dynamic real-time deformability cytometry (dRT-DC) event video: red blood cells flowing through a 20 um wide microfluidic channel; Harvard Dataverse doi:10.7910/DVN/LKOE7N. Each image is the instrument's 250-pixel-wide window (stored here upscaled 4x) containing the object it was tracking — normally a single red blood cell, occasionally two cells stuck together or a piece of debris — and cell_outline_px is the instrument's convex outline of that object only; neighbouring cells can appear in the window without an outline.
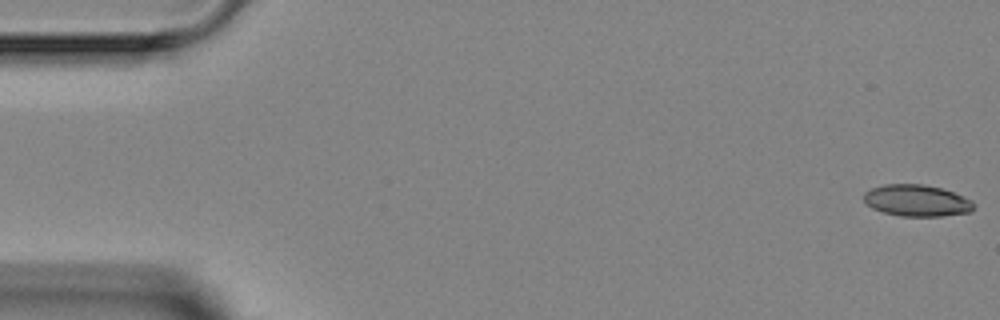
{"species": "Egyptian fruit bat (a non-hibernating species)", "species_latin": "Rousettus aegyptiacus", "temperature_condition": "room temperature", "stored_images_in_passage": 4, "camera_frame_rate_fps": 3000, "um_per_image_px": 0.085, "animal": {"sex": "female"}, "frame": {"image": 1, "passage_image": 1, "time_ms": 0.0, "image_size_px": [1000, 320], "cell_outline_px": [[976, 204], [972, 212], [944, 216], [900, 216], [884, 212], [872, 208], [864, 200], [864, 192], [872, 188], [884, 184], [924, 184], [940, 188], [964, 196], [972, 200]], "centroid_in_image_um": [77.97, 17.05], "position_along_channel_um": 7.0, "area_um2": 20.35}}
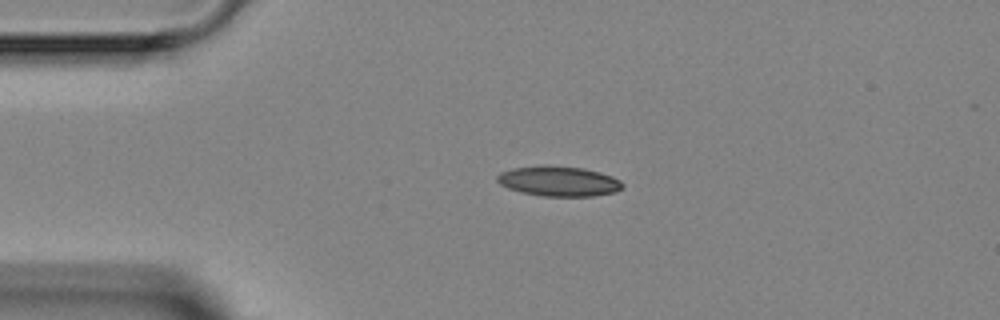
{"frame": {"image": 2, "passage_image": 4, "time_ms": 3.333, "image_size_px": [1000, 320], "cell_outline_px": [[624, 188], [616, 192], [592, 196], [544, 196], [520, 192], [508, 188], [500, 184], [496, 180], [496, 176], [500, 172], [512, 168], [540, 164], [548, 164], [584, 168], [600, 172], [612, 176], [620, 180], [624, 184]], "centroid_in_image_um": [47.49, 15.38], "position_along_channel_um": 37.5, "area_um2": 22.43}}